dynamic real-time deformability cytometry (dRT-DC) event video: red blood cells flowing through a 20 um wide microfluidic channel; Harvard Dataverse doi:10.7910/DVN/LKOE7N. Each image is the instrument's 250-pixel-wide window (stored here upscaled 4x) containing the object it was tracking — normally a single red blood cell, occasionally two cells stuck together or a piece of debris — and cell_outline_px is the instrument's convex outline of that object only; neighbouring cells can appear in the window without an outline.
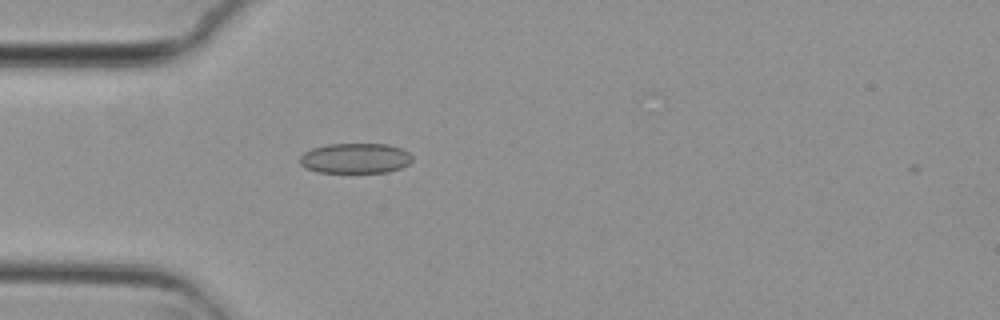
{"species": "common noctule bat (a hibernating species)", "species_latin": "Nyctalus noctula", "temperature_condition": "cold", "stored_images_in_passage": 11, "camera_frame_rate_fps": 3000, "um_per_image_px": 0.085, "animal": {"sex": "female", "body_mass_g": 29.2, "forearm_length_mm": 56.3}, "frame": {"image": 1, "passage_image": 1, "time_ms": 0.0, "image_size_px": [1000, 320], "cell_outline_px": [[412, 160], [408, 164], [400, 168], [388, 172], [316, 172], [300, 164], [300, 156], [304, 152], [312, 148], [328, 144], [388, 144], [400, 148], [408, 152], [412, 156]], "centroid_in_image_um": [30.2, 13.45], "position_along_channel_um": 54.8, "area_um2": 19.71}}
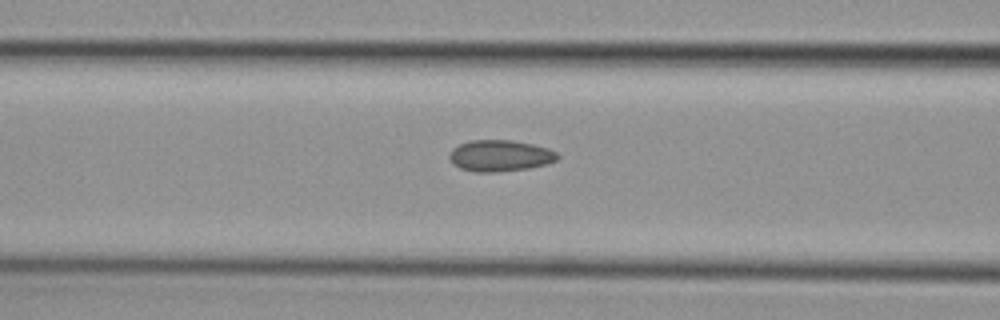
{"frame": {"image": 2, "passage_image": 7, "time_ms": 2.0, "image_size_px": [1000, 320], "cell_outline_px": [[560, 156], [556, 160], [548, 164], [528, 168], [500, 172], [476, 172], [460, 168], [448, 156], [452, 148], [460, 144], [472, 140], [512, 140], [532, 144], [548, 148], [556, 152]], "centroid_in_image_um": [42.53, 13.23], "position_along_channel_um": 124.1, "area_um2": 19.71}}
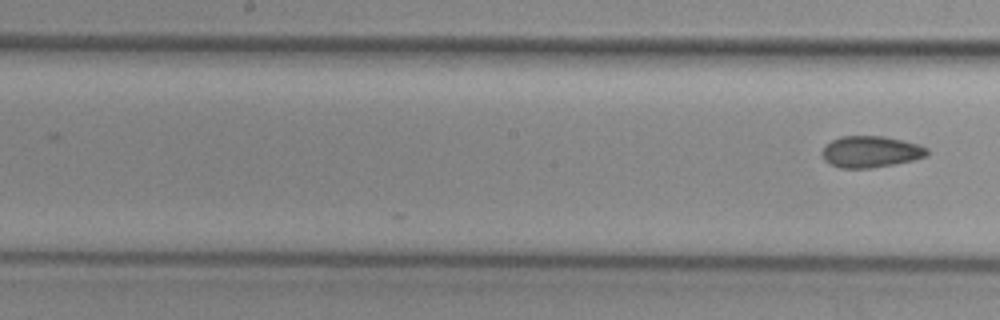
{"frame": {"image": 3, "passage_image": 11, "time_ms": 3.333, "image_size_px": [1000, 320], "cell_outline_px": [[928, 152], [924, 156], [912, 160], [892, 164], [868, 168], [840, 168], [824, 160], [820, 152], [832, 140], [844, 136], [884, 136], [916, 144], [928, 148]], "centroid_in_image_um": [73.97, 12.89], "position_along_channel_um": 174.2, "area_um2": 18.84}}